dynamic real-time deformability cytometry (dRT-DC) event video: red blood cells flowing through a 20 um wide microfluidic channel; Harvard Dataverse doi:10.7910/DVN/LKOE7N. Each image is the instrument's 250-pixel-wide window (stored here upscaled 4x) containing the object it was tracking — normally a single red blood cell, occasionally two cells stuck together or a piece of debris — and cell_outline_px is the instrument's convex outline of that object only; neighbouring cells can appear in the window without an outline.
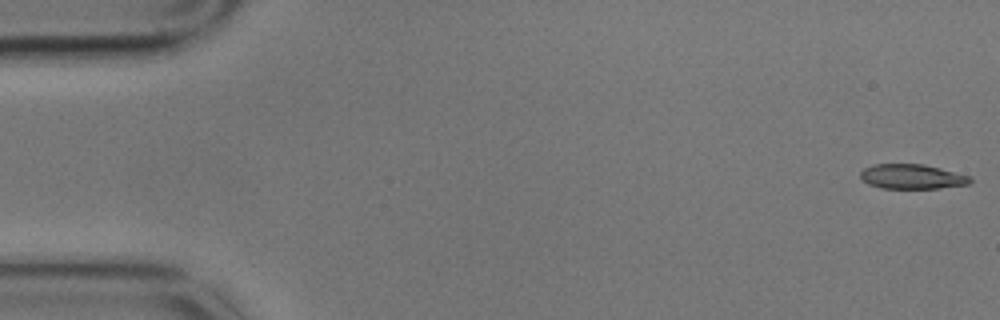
{"species": "common noctule bat (a hibernating species)", "species_latin": "Nyctalus noctula", "temperature_condition": "cold", "stored_images_in_passage": 5, "camera_frame_rate_fps": 3000, "um_per_image_px": 0.085, "animal": {"sex": "male", "body_mass_g": 17.9}, "frame": {"image": 1, "passage_image": 1, "time_ms": 0.0, "image_size_px": [1000, 320], "cell_outline_px": [[972, 180], [968, 184], [940, 188], [880, 188], [868, 184], [860, 176], [860, 172], [864, 168], [872, 164], [924, 164], [972, 176]], "centroid_in_image_um": [77.52, 15.0], "position_along_channel_um": 7.5, "area_um2": 15.84}}
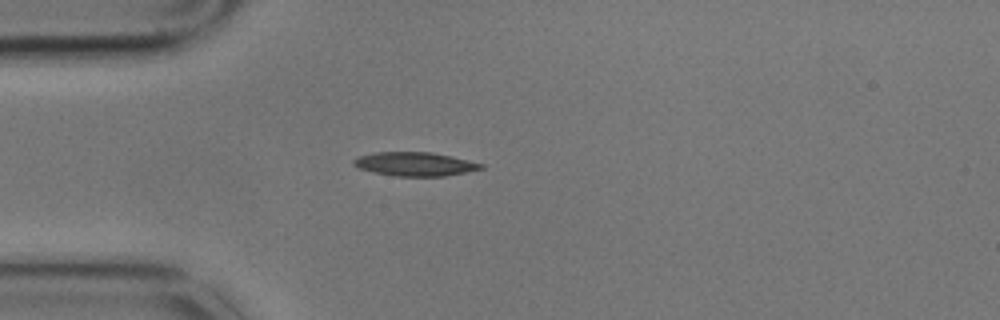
{"frame": {"image": 2, "passage_image": 4, "time_ms": 1.0, "image_size_px": [1000, 320], "cell_outline_px": [[484, 168], [444, 176], [396, 176], [376, 172], [360, 168], [352, 164], [352, 160], [360, 156], [372, 152], [432, 152], [452, 156], [484, 164]], "centroid_in_image_um": [35.27, 13.93], "position_along_channel_um": 49.7, "area_um2": 17.51}}